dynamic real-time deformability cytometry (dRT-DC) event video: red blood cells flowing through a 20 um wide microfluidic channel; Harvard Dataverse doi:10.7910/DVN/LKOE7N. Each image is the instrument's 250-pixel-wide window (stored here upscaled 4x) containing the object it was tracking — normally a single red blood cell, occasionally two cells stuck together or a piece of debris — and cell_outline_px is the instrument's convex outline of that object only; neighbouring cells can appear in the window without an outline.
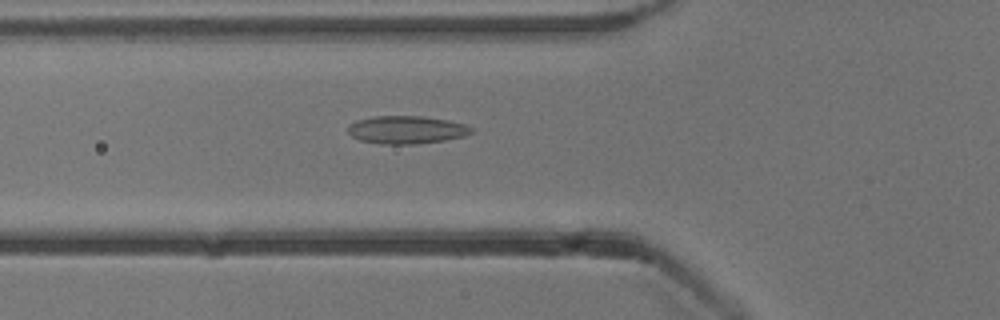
{"species": "common noctule bat (a hibernating species)", "species_latin": "Nyctalus noctula", "temperature_condition": "cold", "stored_images_in_passage": 53, "camera_frame_rate_fps": 3000, "um_per_image_px": 0.085, "animal": {"sex": "male", "body_mass_g": 13.3}, "frame": {"image": 1, "passage_image": 19, "time_ms": 6.0, "image_size_px": [1000, 320], "cell_outline_px": [[472, 132], [464, 136], [444, 140], [416, 144], [380, 144], [360, 140], [352, 136], [348, 132], [348, 124], [356, 120], [372, 116], [420, 116], [448, 120], [464, 124], [472, 128]], "centroid_in_image_um": [34.51, 11.03], "position_along_channel_um": 91.3, "area_um2": 20.06}}
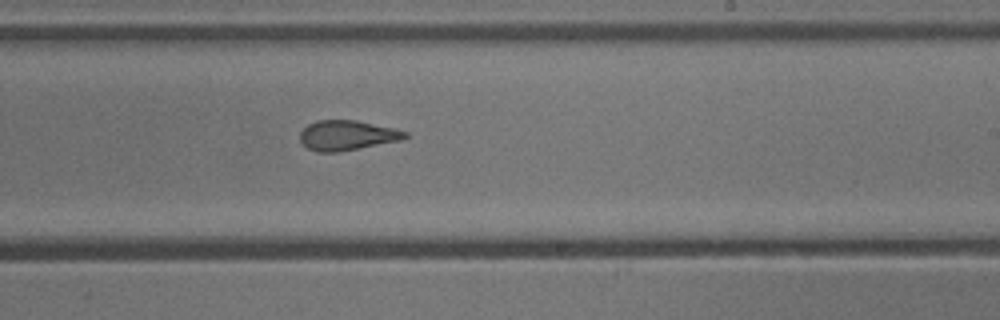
{"frame": {"image": 2, "passage_image": 32, "time_ms": 10.333, "image_size_px": [1000, 320], "cell_outline_px": [[408, 136], [400, 140], [340, 152], [320, 152], [308, 148], [300, 140], [300, 132], [308, 124], [316, 120], [356, 120], [396, 128], [408, 132]], "centroid_in_image_um": [29.51, 11.49], "position_along_channel_um": 259.5, "area_um2": 18.32}}
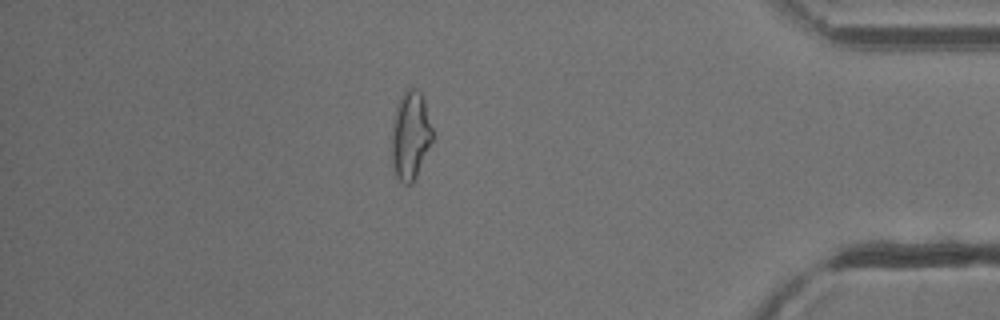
{"frame": {"image": 3, "passage_image": 46, "time_ms": 15.0, "image_size_px": [1000, 320], "cell_outline_px": [[432, 140], [416, 176], [412, 184], [404, 184], [396, 176], [392, 164], [392, 120], [400, 96], [408, 88], [416, 88], [420, 92], [424, 100], [432, 128]], "centroid_in_image_um": [34.87, 11.5], "position_along_channel_um": 400.3, "area_um2": 20.81}, "authors_computed_cell_mechanics": {"area_um2": 20.3456, "velocity_mm_per_s": 3.8674, "shape_relaxation_time_tau1_ms": null, "shape_relaxation_time_tau2_ms": 1.6816, "deformation_change_tau1": null, "deformation_change_tau2": 0.0848}}